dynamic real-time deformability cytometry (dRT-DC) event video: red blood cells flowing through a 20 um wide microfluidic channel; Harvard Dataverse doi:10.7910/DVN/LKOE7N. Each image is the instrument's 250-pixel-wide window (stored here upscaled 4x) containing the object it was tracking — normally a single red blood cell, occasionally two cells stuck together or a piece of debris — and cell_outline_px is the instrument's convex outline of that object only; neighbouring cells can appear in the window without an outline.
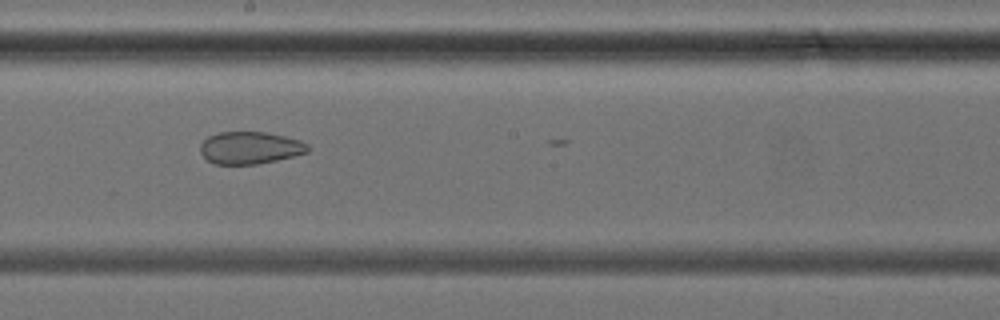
{"species": "common noctule bat (a hibernating species)", "species_latin": "Nyctalus noctula", "temperature_condition": "cold", "stored_images_in_passage": 14, "camera_frame_rate_fps": 3000, "um_per_image_px": 0.085, "animal": {"sex": "female", "body_mass_g": 24.6, "forearm_length_mm": 56.2}, "frame": {"image": 1, "passage_image": 10, "time_ms": 3.0, "image_size_px": [1000, 320], "cell_outline_px": [[308, 152], [276, 160], [256, 164], [212, 164], [200, 152], [200, 144], [208, 136], [220, 132], [264, 132], [284, 136], [300, 140], [308, 144]], "centroid_in_image_um": [21.23, 12.56], "position_along_channel_um": 227.0, "area_um2": 20.11}}